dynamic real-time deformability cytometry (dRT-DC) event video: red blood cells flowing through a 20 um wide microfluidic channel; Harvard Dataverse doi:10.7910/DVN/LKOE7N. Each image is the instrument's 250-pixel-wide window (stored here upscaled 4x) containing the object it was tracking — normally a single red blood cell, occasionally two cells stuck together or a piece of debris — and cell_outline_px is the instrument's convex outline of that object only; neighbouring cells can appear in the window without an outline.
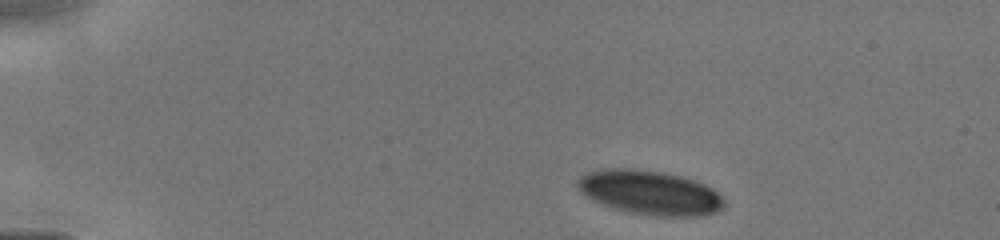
{"species": "human", "species_latin": "Homo sapiens", "temperature_condition": "cold", "stored_images_in_passage": 17, "camera_frame_rate_fps": 3000, "um_per_image_px": 0.085, "donor": {"sex": "male"}, "frame": {"image": 1, "passage_image": 1, "time_ms": 0.0, "image_size_px": [1000, 240], "cell_outline_px": [[724, 204], [716, 212], [704, 216], [664, 216], [632, 212], [616, 208], [604, 204], [580, 192], [576, 184], [576, 180], [580, 176], [588, 172], [608, 168], [632, 168], [664, 172], [696, 180], [712, 188], [724, 200]], "centroid_in_image_um": [55.25, 16.35], "position_along_channel_um": 29.8, "area_um2": 37.4}}
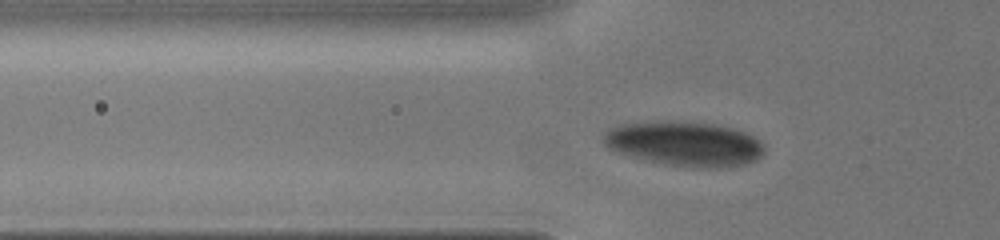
{"frame": {"image": 2, "passage_image": 12, "time_ms": 2.667, "image_size_px": [1000, 240], "cell_outline_px": [[764, 152], [756, 160], [744, 164], [716, 168], [708, 168], [664, 164], [648, 160], [620, 152], [608, 148], [604, 144], [604, 132], [608, 128], [620, 124], [660, 120], [668, 120], [716, 124], [732, 128], [744, 132], [760, 140], [764, 144]], "centroid_in_image_um": [58.19, 12.19], "position_along_channel_um": 67.6, "area_um2": 41.79}}
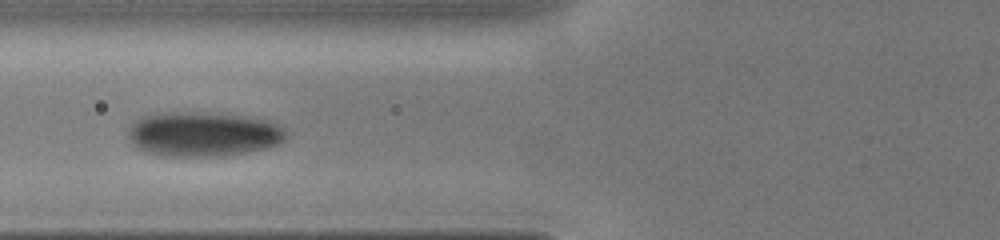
{"frame": {"image": 3, "passage_image": 16, "time_ms": 3.667, "image_size_px": [1000, 240], "cell_outline_px": [[288, 136], [280, 144], [268, 148], [224, 156], [160, 156], [144, 152], [136, 148], [132, 144], [128, 136], [128, 128], [140, 116], [172, 112], [192, 112], [252, 116], [268, 120], [284, 128]], "centroid_in_image_um": [17.28, 11.41], "position_along_channel_um": 108.5, "area_um2": 41.62}}